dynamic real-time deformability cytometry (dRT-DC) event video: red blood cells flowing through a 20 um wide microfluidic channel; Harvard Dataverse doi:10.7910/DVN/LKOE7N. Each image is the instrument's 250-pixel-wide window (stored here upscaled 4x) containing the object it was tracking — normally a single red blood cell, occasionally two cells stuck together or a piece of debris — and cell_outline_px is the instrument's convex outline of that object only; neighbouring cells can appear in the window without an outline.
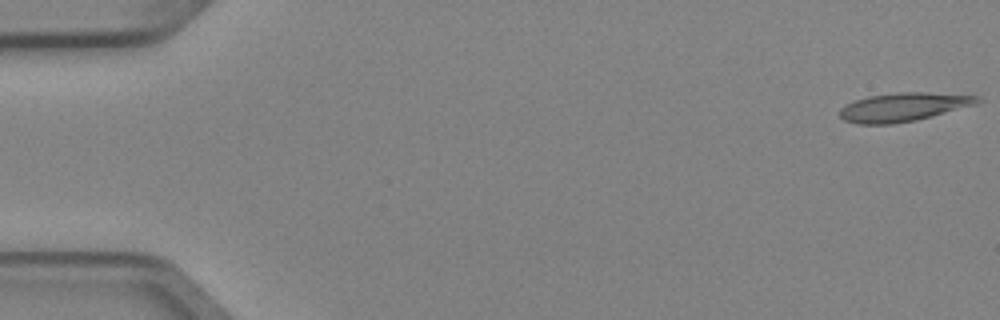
{"species": "Egyptian fruit bat (a non-hibernating species)", "species_latin": "Rousettus aegyptiacus", "temperature_condition": "cold", "stored_images_in_passage": 3, "camera_frame_rate_fps": 3000, "um_per_image_px": 0.085, "animal": {"sex": "female"}, "frame": {"image": 1, "passage_image": 1, "time_ms": 0.0, "image_size_px": [1000, 320], "cell_outline_px": [[984, 100], [976, 104], [932, 116], [916, 120], [892, 124], [856, 124], [844, 120], [840, 116], [840, 108], [856, 100], [868, 96], [900, 92], [928, 92], [980, 96]], "centroid_in_image_um": [76.81, 9.09], "position_along_channel_um": 8.2, "area_um2": 22.89}}